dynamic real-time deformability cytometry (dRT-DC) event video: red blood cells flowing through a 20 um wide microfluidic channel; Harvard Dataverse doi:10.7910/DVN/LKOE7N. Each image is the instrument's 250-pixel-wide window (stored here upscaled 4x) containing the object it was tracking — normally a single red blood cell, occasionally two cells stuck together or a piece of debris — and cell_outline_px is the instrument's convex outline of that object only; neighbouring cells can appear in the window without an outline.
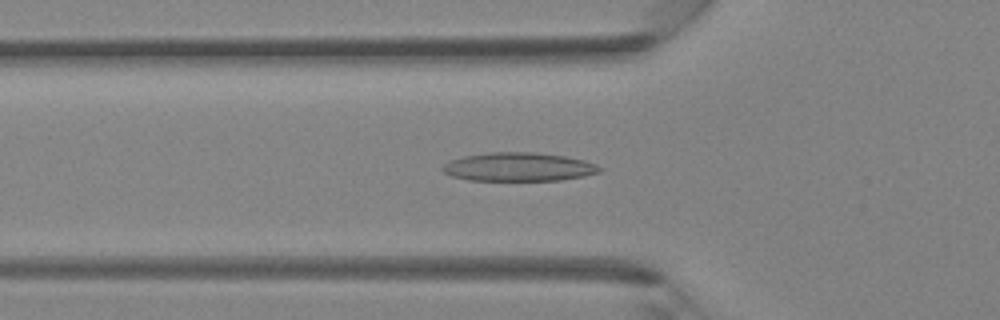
{"species": "Egyptian fruit bat (a non-hibernating species)", "species_latin": "Rousettus aegyptiacus", "temperature_condition": "room temperature", "stored_images_in_passage": 38, "camera_frame_rate_fps": 3000, "um_per_image_px": 0.085, "animal": {"sex": "female"}, "frame": {"image": 1, "passage_image": 10, "time_ms": 3.0, "image_size_px": [1000, 320], "cell_outline_px": [[600, 172], [584, 176], [560, 180], [468, 180], [452, 176], [444, 172], [440, 168], [444, 164], [452, 160], [464, 156], [488, 152], [532, 152], [564, 156], [584, 160], [596, 164], [600, 168]], "centroid_in_image_um": [44.07, 14.18], "position_along_channel_um": 81.7, "area_um2": 26.01}}
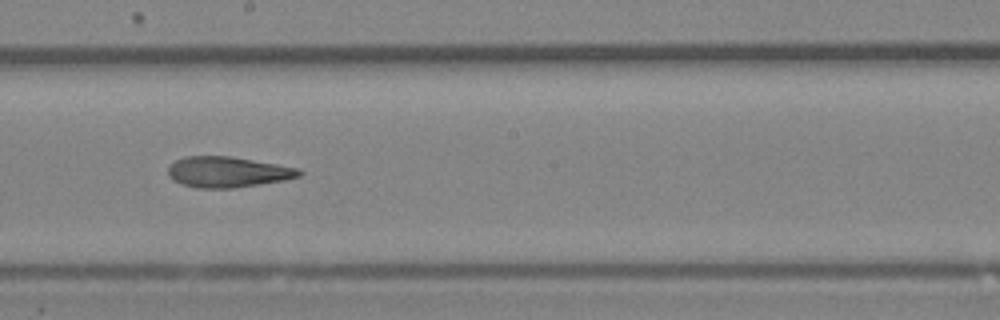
{"frame": {"image": 2, "passage_image": 19, "time_ms": 6.0, "image_size_px": [1000, 320], "cell_outline_px": [[304, 172], [300, 176], [284, 180], [260, 184], [232, 188], [196, 188], [180, 184], [172, 180], [168, 176], [168, 168], [176, 160], [184, 156], [232, 156], [300, 168]], "centroid_in_image_um": [19.35, 14.62], "position_along_channel_um": 228.8, "area_um2": 23.64}}
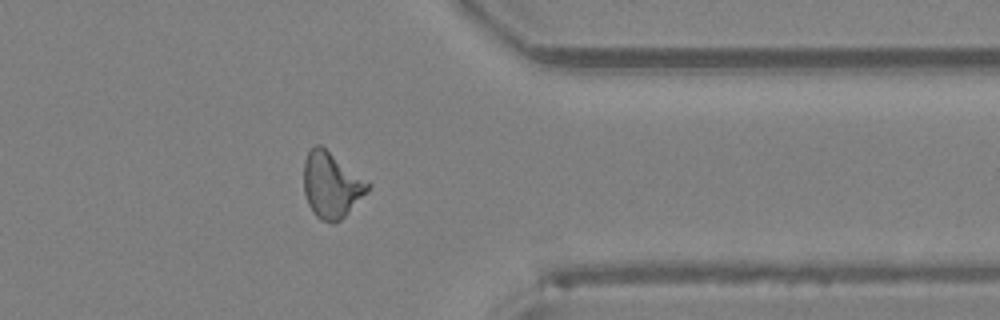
{"frame": {"image": 3, "passage_image": 29, "time_ms": 9.333, "image_size_px": [1000, 320], "cell_outline_px": [[372, 184], [368, 192], [340, 220], [332, 224], [320, 220], [312, 212], [308, 204], [304, 192], [304, 160], [308, 152], [316, 144], [320, 144], [368, 180]], "centroid_in_image_um": [28.18, 15.73], "position_along_channel_um": 383.2, "area_um2": 24.74}}